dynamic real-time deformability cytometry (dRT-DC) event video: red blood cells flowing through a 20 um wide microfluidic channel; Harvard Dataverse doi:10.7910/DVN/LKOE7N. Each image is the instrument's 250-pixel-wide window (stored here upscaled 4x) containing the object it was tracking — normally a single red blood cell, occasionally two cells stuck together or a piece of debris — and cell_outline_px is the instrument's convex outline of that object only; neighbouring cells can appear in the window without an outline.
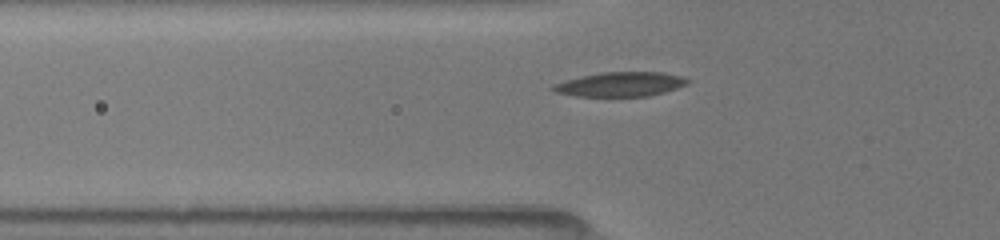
{"species": "common noctule bat (a hibernating species)", "species_latin": "Nyctalus noctula", "temperature_condition": "room temperature", "stored_images_in_passage": 31, "camera_frame_rate_fps": 3000, "um_per_image_px": 0.085, "animal": {"sex": "female", "body_mass_g": 19.5, "forearm_length_mm": 54.1}, "frame": {"image": 1, "passage_image": 2, "time_ms": 0.333, "image_size_px": [1000, 240], "cell_outline_px": [[692, 80], [688, 84], [664, 92], [648, 96], [576, 96], [556, 92], [548, 88], [552, 84], [580, 76], [600, 72], [664, 72], [680, 76]], "centroid_in_image_um": [52.72, 7.15], "position_along_channel_um": 73.1, "area_um2": 19.25}}
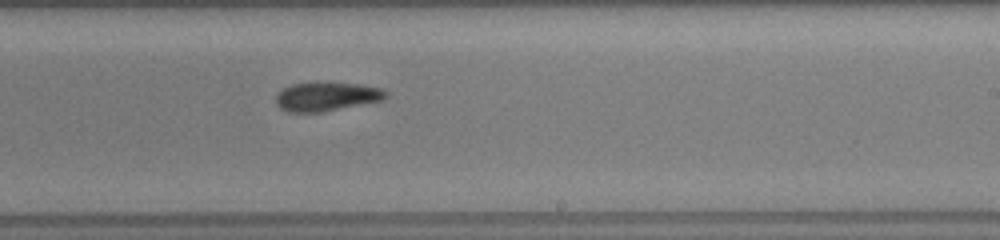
{"frame": {"image": 2, "passage_image": 16, "time_ms": 5.0, "image_size_px": [1000, 240], "cell_outline_px": [[388, 96], [384, 100], [320, 112], [288, 112], [280, 108], [276, 104], [276, 96], [284, 88], [292, 84], [356, 84], [384, 88], [388, 92]], "centroid_in_image_um": [27.8, 8.23], "position_along_channel_um": 261.2, "area_um2": 18.03}}
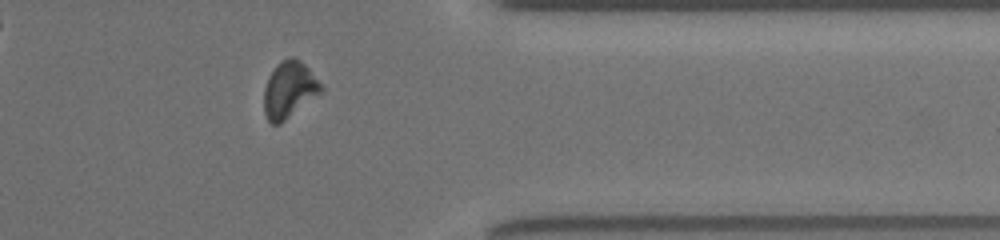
{"frame": {"image": 3, "passage_image": 26, "time_ms": 8.333, "image_size_px": [1000, 240], "cell_outline_px": [[324, 92], [280, 124], [272, 124], [268, 120], [264, 112], [264, 88], [268, 76], [276, 64], [288, 56], [292, 56], [300, 60], [324, 84]], "centroid_in_image_um": [24.62, 7.62], "position_along_channel_um": 386.8, "area_um2": 19.31}}